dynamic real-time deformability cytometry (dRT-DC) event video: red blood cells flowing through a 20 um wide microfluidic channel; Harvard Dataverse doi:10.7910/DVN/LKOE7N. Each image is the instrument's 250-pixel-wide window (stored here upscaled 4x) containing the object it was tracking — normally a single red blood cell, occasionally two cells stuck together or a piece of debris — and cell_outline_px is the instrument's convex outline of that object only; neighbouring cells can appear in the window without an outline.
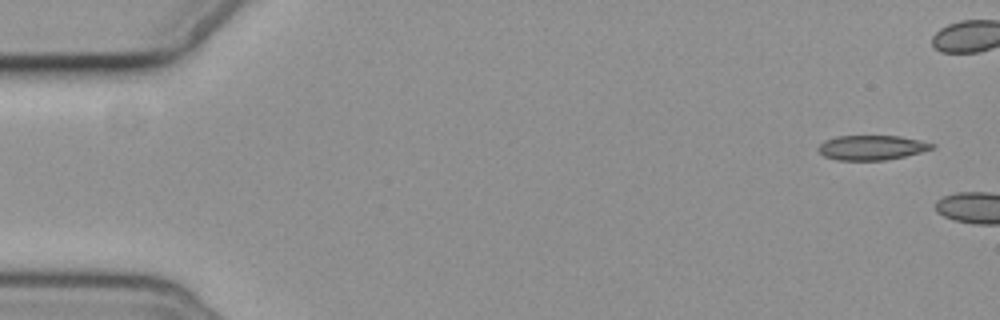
{"species": "common noctule bat (a hibernating species)", "species_latin": "Nyctalus noctula", "temperature_condition": "cold", "stored_images_in_passage": 3, "camera_frame_rate_fps": 3000, "um_per_image_px": 0.085, "animal": {"sex": "female", "body_mass_g": 19.3, "forearm_length_mm": 54.1}, "frame": {"image": 1, "passage_image": 1, "time_ms": 0.0, "image_size_px": [1000, 320], "cell_outline_px": [[936, 148], [904, 156], [884, 160], [836, 160], [824, 156], [816, 148], [824, 140], [836, 136], [900, 136], [920, 140], [936, 144]], "centroid_in_image_um": [74.09, 12.54], "position_along_channel_um": 10.9, "area_um2": 16.42}}